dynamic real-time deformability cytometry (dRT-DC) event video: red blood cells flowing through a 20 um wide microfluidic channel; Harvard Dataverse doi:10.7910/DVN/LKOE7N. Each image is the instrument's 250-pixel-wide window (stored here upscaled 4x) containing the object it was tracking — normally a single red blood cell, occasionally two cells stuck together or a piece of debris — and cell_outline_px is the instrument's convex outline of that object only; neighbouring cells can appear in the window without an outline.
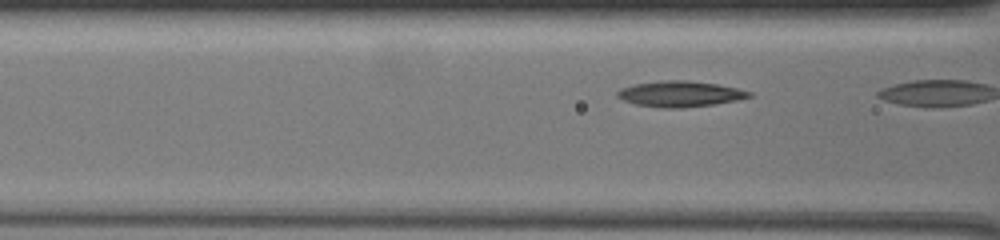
{"species": "common noctule bat (a hibernating species)", "species_latin": "Nyctalus noctula", "temperature_condition": "warm", "stored_images_in_passage": 7, "camera_frame_rate_fps": 3000, "um_per_image_px": 0.085, "animal": {"sex": "female", "body_mass_g": 19.5, "forearm_length_mm": 54.1}, "frame": {"image": 1, "passage_image": 6, "time_ms": 1.667, "image_size_px": [1000, 240], "cell_outline_px": [[752, 96], [736, 100], [712, 104], [680, 108], [664, 108], [636, 104], [624, 100], [616, 96], [616, 92], [620, 88], [636, 84], [660, 80], [688, 80], [716, 84], [736, 88], [752, 92]], "centroid_in_image_um": [57.78, 7.97], "position_along_channel_um": 108.8, "area_um2": 19.59}}